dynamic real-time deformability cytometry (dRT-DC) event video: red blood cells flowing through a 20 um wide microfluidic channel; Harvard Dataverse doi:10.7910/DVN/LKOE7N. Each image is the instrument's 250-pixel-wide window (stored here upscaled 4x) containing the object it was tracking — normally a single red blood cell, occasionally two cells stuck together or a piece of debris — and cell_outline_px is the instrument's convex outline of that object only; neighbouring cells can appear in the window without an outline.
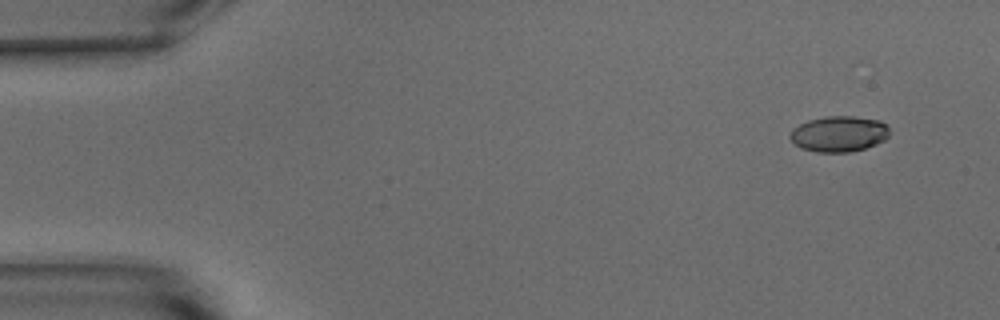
{"species": "common noctule bat (a hibernating species)", "species_latin": "Nyctalus noctula", "temperature_condition": "warm", "stored_images_in_passage": 21, "camera_frame_rate_fps": 3000, "um_per_image_px": 0.085, "animal": {"sex": "male", "body_mass_g": 15.6}, "frame": {"image": 1, "passage_image": 1, "time_ms": 0.0, "image_size_px": [1000, 320], "cell_outline_px": [[888, 136], [884, 140], [876, 144], [864, 148], [848, 152], [816, 152], [800, 148], [788, 136], [792, 128], [808, 120], [824, 116], [852, 116], [880, 120], [888, 128]], "centroid_in_image_um": [71.27, 11.37], "position_along_channel_um": 13.7, "area_um2": 20.69}}
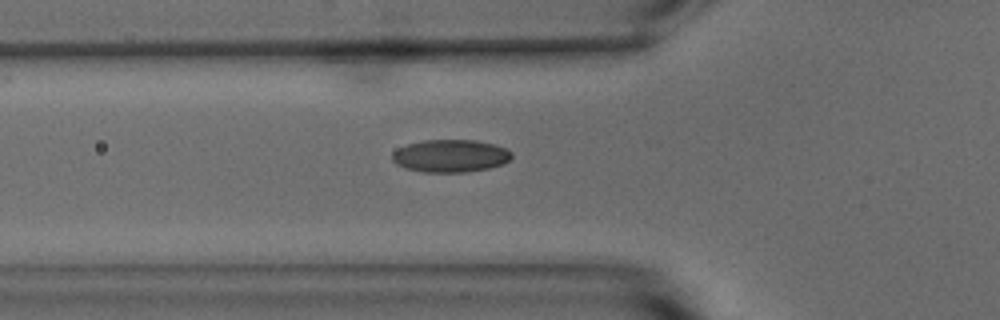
{"frame": {"image": 2, "passage_image": 16, "time_ms": 5.0, "image_size_px": [1000, 320], "cell_outline_px": [[512, 156], [504, 164], [488, 168], [468, 172], [424, 172], [404, 168], [396, 164], [392, 160], [392, 152], [408, 144], [424, 140], [476, 140], [492, 144], [504, 148], [512, 152]], "centroid_in_image_um": [38.28, 13.26], "position_along_channel_um": 87.5, "area_um2": 22.66}}
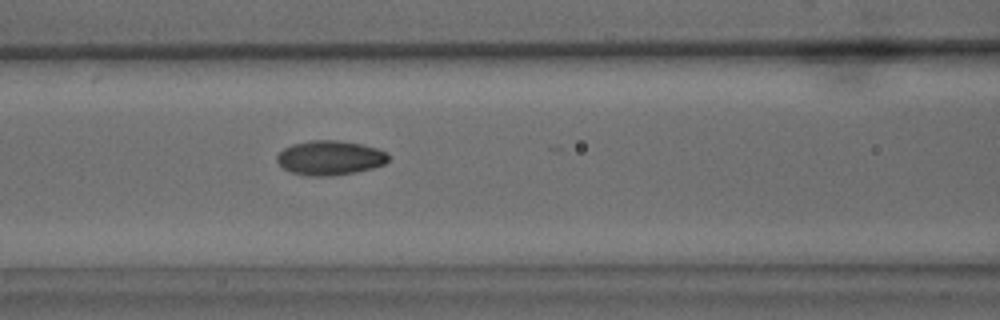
{"frame": {"image": 3, "passage_image": 20, "time_ms": 6.333, "image_size_px": [1000, 320], "cell_outline_px": [[388, 160], [384, 164], [372, 168], [356, 172], [332, 176], [308, 176], [292, 172], [284, 168], [276, 160], [276, 156], [284, 148], [292, 144], [312, 140], [336, 140], [360, 144], [376, 148], [388, 152]], "centroid_in_image_um": [28.05, 13.42], "position_along_channel_um": 138.6, "area_um2": 22.31}}